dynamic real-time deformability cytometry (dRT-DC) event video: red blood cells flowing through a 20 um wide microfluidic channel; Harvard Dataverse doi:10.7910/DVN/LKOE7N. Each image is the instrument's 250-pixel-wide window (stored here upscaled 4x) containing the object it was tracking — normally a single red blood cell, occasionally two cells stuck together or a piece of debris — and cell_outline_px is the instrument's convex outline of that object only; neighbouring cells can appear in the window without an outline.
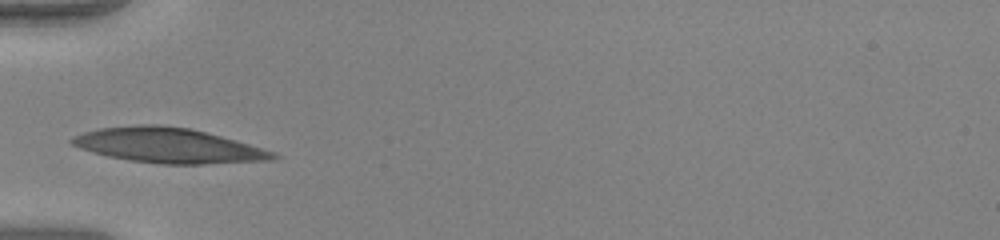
{"species": "human", "species_latin": "Homo sapiens", "temperature_condition": "warm", "stored_images_in_passage": 21, "camera_frame_rate_fps": 3000, "um_per_image_px": 0.085, "donor": {"sex": "female"}, "frame": {"image": 1, "passage_image": 1, "time_ms": 0.0, "image_size_px": [1000, 240], "cell_outline_px": [[280, 156], [272, 160], [204, 164], [160, 164], [132, 160], [108, 156], [92, 152], [80, 148], [72, 144], [68, 140], [84, 132], [100, 128], [140, 124], [156, 124], [192, 128], [236, 140], [276, 152]], "centroid_in_image_um": [14.34, 12.36], "position_along_channel_um": 70.7, "area_um2": 40.86}}
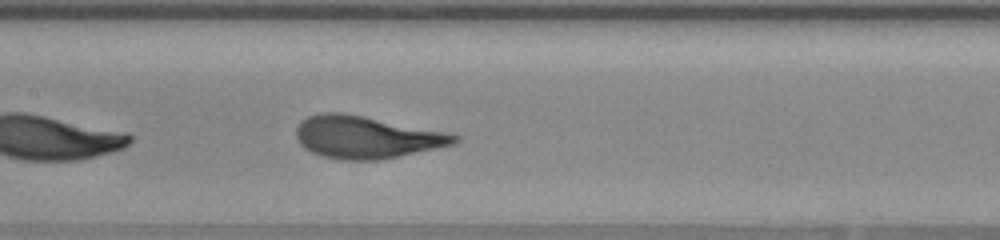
{"frame": {"image": 2, "passage_image": 9, "time_ms": 2.667, "image_size_px": [1000, 240], "cell_outline_px": [[460, 140], [456, 144], [400, 156], [380, 160], [340, 160], [320, 156], [304, 148], [300, 144], [296, 136], [296, 128], [308, 116], [320, 112], [344, 112], [444, 132], [460, 136]], "centroid_in_image_um": [31.12, 11.67], "position_along_channel_um": 176.3, "area_um2": 39.02}}
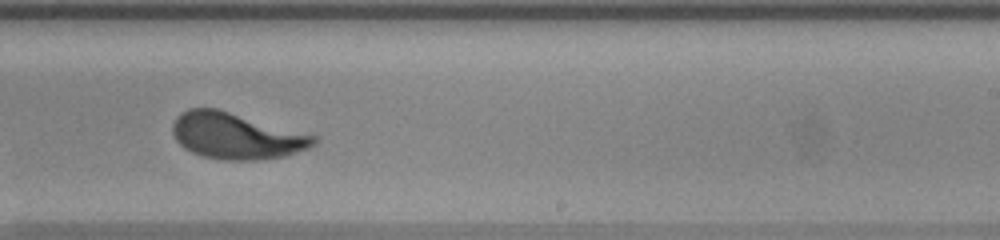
{"frame": {"image": 3, "passage_image": 16, "time_ms": 5.0, "image_size_px": [1000, 240], "cell_outline_px": [[320, 136], [316, 144], [308, 148], [288, 156], [260, 160], [224, 160], [204, 156], [192, 152], [184, 148], [176, 140], [172, 132], [172, 124], [176, 116], [180, 112], [188, 108], [216, 108]], "centroid_in_image_um": [20.12, 11.55], "position_along_channel_um": 268.9, "area_um2": 38.49}}